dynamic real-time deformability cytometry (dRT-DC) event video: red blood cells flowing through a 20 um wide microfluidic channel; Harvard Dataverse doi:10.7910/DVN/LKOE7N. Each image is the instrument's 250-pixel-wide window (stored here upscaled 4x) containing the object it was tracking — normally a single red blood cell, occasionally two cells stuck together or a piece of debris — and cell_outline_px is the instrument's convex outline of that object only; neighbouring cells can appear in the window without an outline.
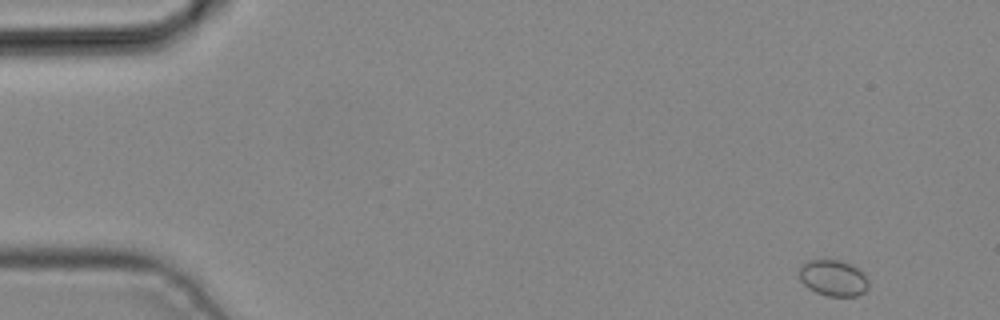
{"species": "common noctule bat (a hibernating species)", "species_latin": "Nyctalus noctula", "temperature_condition": "cold", "stored_images_in_passage": 3, "camera_frame_rate_fps": 3000, "um_per_image_px": 0.085, "animal": {"sex": "male", "body_mass_g": 19.2, "forearm_length_mm": 51.8}, "frame": {"image": 1, "passage_image": 1, "time_ms": 0.0, "image_size_px": [1000, 320], "cell_outline_px": [[868, 288], [864, 292], [856, 296], [828, 296], [816, 292], [808, 288], [800, 280], [800, 268], [808, 260], [824, 256], [848, 264], [856, 268], [868, 280]], "centroid_in_image_um": [70.79, 23.61], "position_along_channel_um": 14.2, "area_um2": 14.62}}
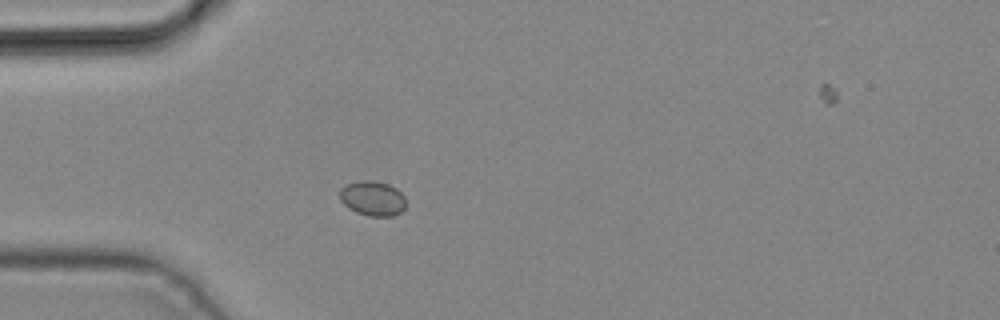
{"frame": {"image": 2, "passage_image": 3, "time_ms": 0.667, "image_size_px": [1000, 320], "cell_outline_px": [[404, 208], [400, 212], [392, 216], [368, 216], [356, 212], [348, 208], [340, 200], [340, 188], [348, 184], [360, 180], [368, 180], [388, 184], [396, 188], [404, 196]], "centroid_in_image_um": [31.65, 16.86], "position_along_channel_um": 53.4, "area_um2": 13.29}}